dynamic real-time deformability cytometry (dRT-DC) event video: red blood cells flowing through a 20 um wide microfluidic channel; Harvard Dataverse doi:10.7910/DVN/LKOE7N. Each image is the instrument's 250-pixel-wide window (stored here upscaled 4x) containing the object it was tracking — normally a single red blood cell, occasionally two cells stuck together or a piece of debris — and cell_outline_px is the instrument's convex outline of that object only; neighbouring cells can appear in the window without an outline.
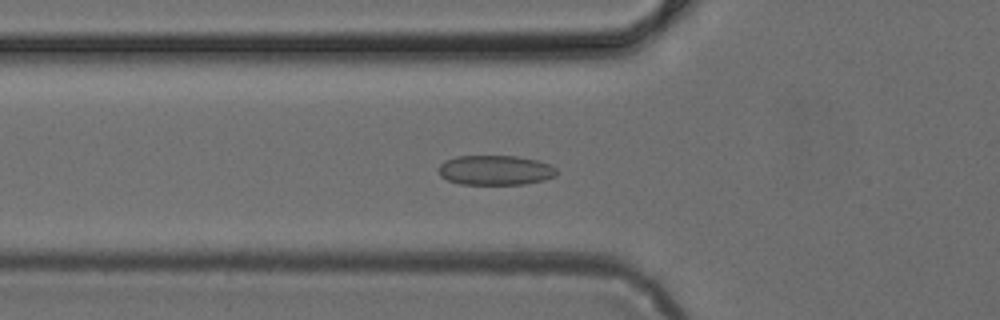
{"species": "common noctule bat (a hibernating species)", "species_latin": "Nyctalus noctula", "temperature_condition": "cold", "stored_images_in_passage": 34, "camera_frame_rate_fps": 3000, "um_per_image_px": 0.085, "animal": {"sex": "female", "body_mass_g": 24.6, "forearm_length_mm": 56.2}, "frame": {"image": 1, "passage_image": 2, "time_ms": 0.333, "image_size_px": [1000, 320], "cell_outline_px": [[556, 176], [544, 180], [524, 184], [460, 184], [448, 180], [440, 176], [440, 164], [444, 160], [456, 156], [516, 156], [536, 160], [548, 164], [556, 168]], "centroid_in_image_um": [42.09, 14.46], "position_along_channel_um": 83.7, "area_um2": 20.4}}
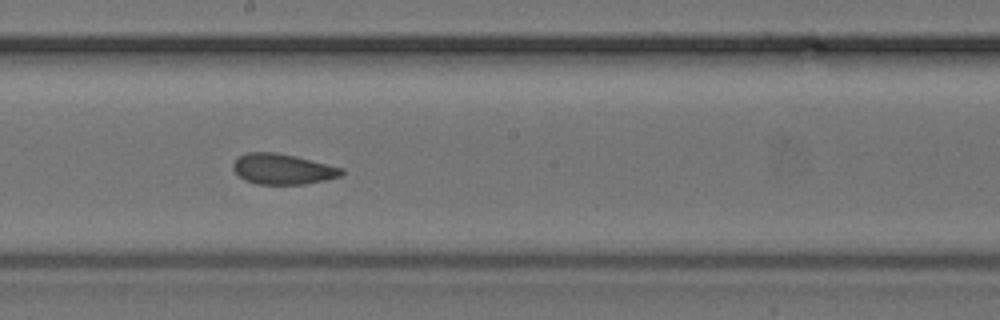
{"frame": {"image": 2, "passage_image": 12, "time_ms": 3.667, "image_size_px": [1000, 320], "cell_outline_px": [[344, 172], [340, 176], [324, 180], [304, 184], [256, 184], [244, 180], [232, 168], [232, 164], [240, 156], [248, 152], [276, 152], [296, 156], [344, 168]], "centroid_in_image_um": [24.03, 14.37], "position_along_channel_um": 224.2, "area_um2": 19.25}}
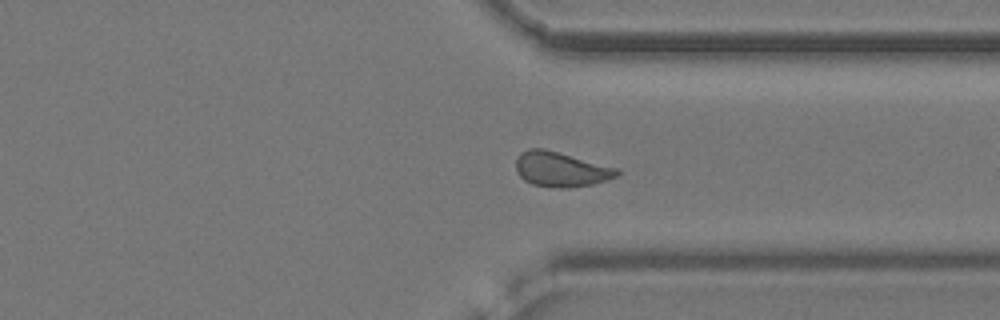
{"frame": {"image": 3, "passage_image": 22, "time_ms": 7.0, "image_size_px": [1000, 320], "cell_outline_px": [[620, 176], [608, 180], [592, 184], [568, 188], [560, 188], [532, 184], [524, 180], [516, 172], [516, 156], [520, 152], [528, 148], [544, 148], [620, 168]], "centroid_in_image_um": [47.7, 14.38], "position_along_channel_um": 363.7, "area_um2": 20.92}}